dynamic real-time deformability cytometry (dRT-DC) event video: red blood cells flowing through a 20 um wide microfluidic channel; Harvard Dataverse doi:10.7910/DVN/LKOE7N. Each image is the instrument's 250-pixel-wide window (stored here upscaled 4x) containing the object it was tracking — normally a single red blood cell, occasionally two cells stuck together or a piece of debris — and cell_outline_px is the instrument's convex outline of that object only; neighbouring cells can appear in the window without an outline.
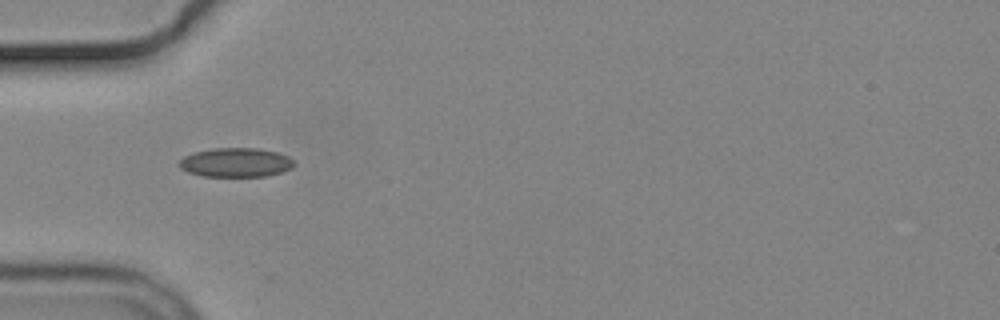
{"species": "common noctule bat (a hibernating species)", "species_latin": "Nyctalus noctula", "temperature_condition": "cold", "stored_images_in_passage": 6, "camera_frame_rate_fps": 3000, "um_per_image_px": 0.085, "animal": {"sex": "male", "body_mass_g": 19.2, "forearm_length_mm": 51.8}, "frame": {"image": 1, "passage_image": 5, "time_ms": 4.667, "image_size_px": [1000, 320], "cell_outline_px": [[292, 168], [284, 172], [268, 176], [204, 176], [188, 172], [180, 168], [176, 164], [184, 156], [196, 152], [212, 148], [256, 148], [276, 152], [288, 156], [292, 160]], "centroid_in_image_um": [20.02, 13.81], "position_along_channel_um": 65.0, "area_um2": 19.48}}
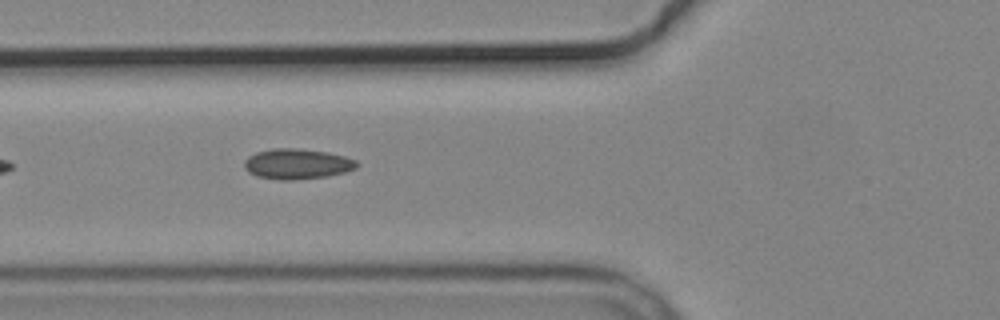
{"frame": {"image": 2, "passage_image": 6, "time_ms": 5.667, "image_size_px": [1000, 320], "cell_outline_px": [[360, 164], [356, 168], [344, 172], [328, 176], [292, 180], [280, 180], [256, 176], [248, 172], [244, 168], [244, 160], [248, 156], [256, 152], [272, 148], [296, 148], [328, 152], [344, 156], [356, 160]], "centroid_in_image_um": [25.24, 13.93], "position_along_channel_um": 100.6, "area_um2": 20.06}}